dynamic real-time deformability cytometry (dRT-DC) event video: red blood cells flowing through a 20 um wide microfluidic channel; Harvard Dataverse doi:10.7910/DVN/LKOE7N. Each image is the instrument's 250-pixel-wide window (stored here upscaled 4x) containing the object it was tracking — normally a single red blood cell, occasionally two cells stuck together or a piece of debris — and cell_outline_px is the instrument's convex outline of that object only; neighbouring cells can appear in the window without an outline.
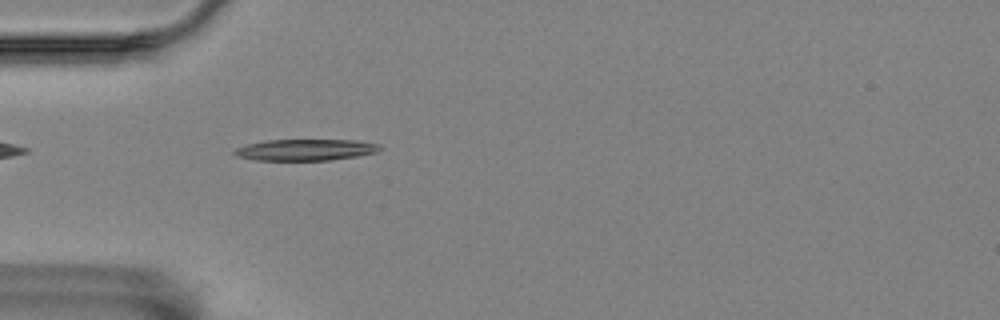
{"species": "Egyptian fruit bat (a non-hibernating species)", "species_latin": "Rousettus aegyptiacus", "temperature_condition": "room temperature", "stored_images_in_passage": 41, "camera_frame_rate_fps": 3000, "um_per_image_px": 0.085, "animal": {"sex": "female"}, "frame": {"image": 1, "passage_image": 1, "time_ms": 0.0, "image_size_px": [1000, 320], "cell_outline_px": [[380, 148], [376, 152], [356, 156], [328, 160], [256, 160], [236, 156], [232, 152], [236, 148], [248, 144], [264, 140], [356, 140], [380, 144]], "centroid_in_image_um": [25.94, 12.73], "position_along_channel_um": 59.1, "area_um2": 17.98}}
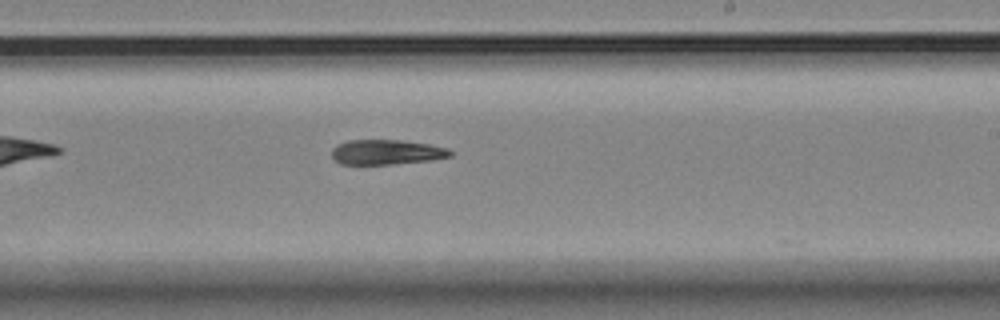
{"frame": {"image": 2, "passage_image": 18, "time_ms": 5.667, "image_size_px": [1000, 320], "cell_outline_px": [[452, 156], [432, 160], [392, 164], [340, 164], [332, 156], [332, 148], [336, 144], [348, 140], [400, 140], [428, 144], [448, 148], [452, 152]], "centroid_in_image_um": [32.85, 12.93], "position_along_channel_um": 256.2, "area_um2": 17.22}}
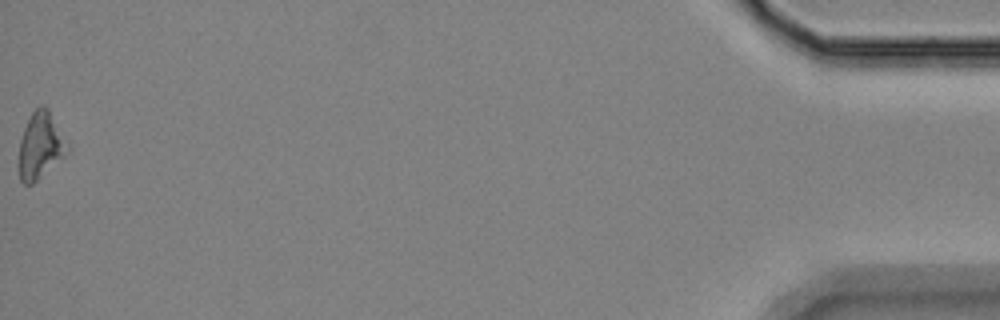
{"frame": {"image": 3, "passage_image": 41, "time_ms": 13.333, "image_size_px": [1000, 320], "cell_outline_px": [[68, 152], [64, 156], [32, 184], [24, 184], [20, 180], [20, 140], [24, 128], [32, 112], [40, 104], [44, 104], [48, 108], [68, 148]], "centroid_in_image_um": [3.41, 12.36], "position_along_channel_um": 431.8, "area_um2": 18.03}}